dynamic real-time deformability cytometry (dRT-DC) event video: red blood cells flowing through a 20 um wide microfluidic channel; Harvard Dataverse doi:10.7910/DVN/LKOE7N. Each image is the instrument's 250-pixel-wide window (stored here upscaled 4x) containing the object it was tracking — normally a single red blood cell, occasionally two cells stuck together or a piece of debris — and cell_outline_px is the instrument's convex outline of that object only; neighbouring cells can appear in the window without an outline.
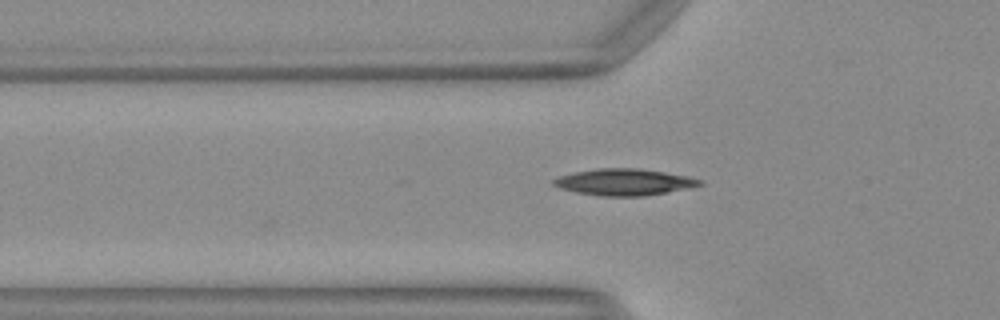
{"species": "Egyptian fruit bat (a non-hibernating species)", "species_latin": "Rousettus aegyptiacus", "temperature_condition": "warm", "stored_images_in_passage": 3, "camera_frame_rate_fps": 3000, "um_per_image_px": 0.085, "animal": {"sex": "female"}, "frame": {"image": 1, "passage_image": 3, "time_ms": 0.667, "image_size_px": [1000, 320], "cell_outline_px": [[704, 184], [688, 188], [644, 196], [600, 196], [576, 192], [560, 188], [552, 184], [552, 180], [560, 176], [572, 172], [596, 168], [640, 168], [688, 176], [704, 180]], "centroid_in_image_um": [53.05, 15.47], "position_along_channel_um": 72.7, "area_um2": 22.72}}